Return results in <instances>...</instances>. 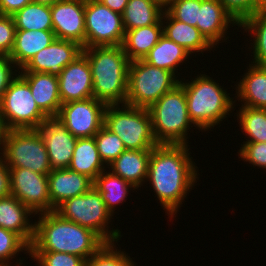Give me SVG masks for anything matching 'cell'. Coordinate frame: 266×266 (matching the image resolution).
<instances>
[{
  "label": "cell",
  "mask_w": 266,
  "mask_h": 266,
  "mask_svg": "<svg viewBox=\"0 0 266 266\" xmlns=\"http://www.w3.org/2000/svg\"><path fill=\"white\" fill-rule=\"evenodd\" d=\"M231 24L232 27L237 25L239 29V24L219 0H201L196 27L214 48L217 44L229 39L226 34L230 32L227 30Z\"/></svg>",
  "instance_id": "ac0fdd59"
},
{
  "label": "cell",
  "mask_w": 266,
  "mask_h": 266,
  "mask_svg": "<svg viewBox=\"0 0 266 266\" xmlns=\"http://www.w3.org/2000/svg\"><path fill=\"white\" fill-rule=\"evenodd\" d=\"M0 116L7 130L38 129L47 115L35 102L29 84L19 74L0 101Z\"/></svg>",
  "instance_id": "30bf717a"
},
{
  "label": "cell",
  "mask_w": 266,
  "mask_h": 266,
  "mask_svg": "<svg viewBox=\"0 0 266 266\" xmlns=\"http://www.w3.org/2000/svg\"><path fill=\"white\" fill-rule=\"evenodd\" d=\"M238 156L243 161L251 163L254 167L266 169V142H243Z\"/></svg>",
  "instance_id": "ab89813d"
},
{
  "label": "cell",
  "mask_w": 266,
  "mask_h": 266,
  "mask_svg": "<svg viewBox=\"0 0 266 266\" xmlns=\"http://www.w3.org/2000/svg\"><path fill=\"white\" fill-rule=\"evenodd\" d=\"M163 11L151 0H129L122 13L124 30L154 25L161 19Z\"/></svg>",
  "instance_id": "f546056e"
},
{
  "label": "cell",
  "mask_w": 266,
  "mask_h": 266,
  "mask_svg": "<svg viewBox=\"0 0 266 266\" xmlns=\"http://www.w3.org/2000/svg\"><path fill=\"white\" fill-rule=\"evenodd\" d=\"M151 153L152 149H126L107 168L135 188H141L147 180Z\"/></svg>",
  "instance_id": "7402d4cb"
},
{
  "label": "cell",
  "mask_w": 266,
  "mask_h": 266,
  "mask_svg": "<svg viewBox=\"0 0 266 266\" xmlns=\"http://www.w3.org/2000/svg\"><path fill=\"white\" fill-rule=\"evenodd\" d=\"M58 82L62 104L94 97L91 68L83 52L62 70Z\"/></svg>",
  "instance_id": "e0dca14e"
},
{
  "label": "cell",
  "mask_w": 266,
  "mask_h": 266,
  "mask_svg": "<svg viewBox=\"0 0 266 266\" xmlns=\"http://www.w3.org/2000/svg\"><path fill=\"white\" fill-rule=\"evenodd\" d=\"M7 128L4 124V121L2 120V117L0 116V156L2 155L3 152V144H4V140H5V135L7 132Z\"/></svg>",
  "instance_id": "bcb514c9"
},
{
  "label": "cell",
  "mask_w": 266,
  "mask_h": 266,
  "mask_svg": "<svg viewBox=\"0 0 266 266\" xmlns=\"http://www.w3.org/2000/svg\"><path fill=\"white\" fill-rule=\"evenodd\" d=\"M55 212L64 219L94 231L106 243H117L122 237L119 229L109 230L112 214L93 186L82 195L64 200L55 208Z\"/></svg>",
  "instance_id": "52a82bcc"
},
{
  "label": "cell",
  "mask_w": 266,
  "mask_h": 266,
  "mask_svg": "<svg viewBox=\"0 0 266 266\" xmlns=\"http://www.w3.org/2000/svg\"><path fill=\"white\" fill-rule=\"evenodd\" d=\"M51 205L56 208L64 200L86 193L93 181L69 168L55 169L48 174Z\"/></svg>",
  "instance_id": "ffe728a7"
},
{
  "label": "cell",
  "mask_w": 266,
  "mask_h": 266,
  "mask_svg": "<svg viewBox=\"0 0 266 266\" xmlns=\"http://www.w3.org/2000/svg\"><path fill=\"white\" fill-rule=\"evenodd\" d=\"M249 69L234 86L241 106L266 109V67L249 63ZM244 103V104H243Z\"/></svg>",
  "instance_id": "cb8c5ba5"
},
{
  "label": "cell",
  "mask_w": 266,
  "mask_h": 266,
  "mask_svg": "<svg viewBox=\"0 0 266 266\" xmlns=\"http://www.w3.org/2000/svg\"><path fill=\"white\" fill-rule=\"evenodd\" d=\"M163 35L161 19L154 25L125 31L122 48L130 61L144 59Z\"/></svg>",
  "instance_id": "484cf974"
},
{
  "label": "cell",
  "mask_w": 266,
  "mask_h": 266,
  "mask_svg": "<svg viewBox=\"0 0 266 266\" xmlns=\"http://www.w3.org/2000/svg\"><path fill=\"white\" fill-rule=\"evenodd\" d=\"M187 99L190 120L200 131H208L227 118L235 107L236 99L230 97L223 86L206 74L195 76L191 81L180 80ZM234 100V101H233Z\"/></svg>",
  "instance_id": "277c9868"
},
{
  "label": "cell",
  "mask_w": 266,
  "mask_h": 266,
  "mask_svg": "<svg viewBox=\"0 0 266 266\" xmlns=\"http://www.w3.org/2000/svg\"><path fill=\"white\" fill-rule=\"evenodd\" d=\"M82 50V46L74 41L55 38L19 71L48 73L58 77L62 70L82 53Z\"/></svg>",
  "instance_id": "2e32d148"
},
{
  "label": "cell",
  "mask_w": 266,
  "mask_h": 266,
  "mask_svg": "<svg viewBox=\"0 0 266 266\" xmlns=\"http://www.w3.org/2000/svg\"><path fill=\"white\" fill-rule=\"evenodd\" d=\"M106 106L94 97L71 101L61 105L57 117L76 138L94 137L104 125Z\"/></svg>",
  "instance_id": "4fadbf2b"
},
{
  "label": "cell",
  "mask_w": 266,
  "mask_h": 266,
  "mask_svg": "<svg viewBox=\"0 0 266 266\" xmlns=\"http://www.w3.org/2000/svg\"><path fill=\"white\" fill-rule=\"evenodd\" d=\"M38 215L29 252H65L87 261L106 244L94 231L62 218L55 211Z\"/></svg>",
  "instance_id": "7a4b0ae2"
},
{
  "label": "cell",
  "mask_w": 266,
  "mask_h": 266,
  "mask_svg": "<svg viewBox=\"0 0 266 266\" xmlns=\"http://www.w3.org/2000/svg\"><path fill=\"white\" fill-rule=\"evenodd\" d=\"M32 0H0V15L13 16Z\"/></svg>",
  "instance_id": "7bdbcfd3"
},
{
  "label": "cell",
  "mask_w": 266,
  "mask_h": 266,
  "mask_svg": "<svg viewBox=\"0 0 266 266\" xmlns=\"http://www.w3.org/2000/svg\"><path fill=\"white\" fill-rule=\"evenodd\" d=\"M237 119L248 139L246 142H266V109L239 107Z\"/></svg>",
  "instance_id": "d6a6232c"
},
{
  "label": "cell",
  "mask_w": 266,
  "mask_h": 266,
  "mask_svg": "<svg viewBox=\"0 0 266 266\" xmlns=\"http://www.w3.org/2000/svg\"><path fill=\"white\" fill-rule=\"evenodd\" d=\"M16 27L12 16L0 15V53L6 56L14 45Z\"/></svg>",
  "instance_id": "60d3db41"
},
{
  "label": "cell",
  "mask_w": 266,
  "mask_h": 266,
  "mask_svg": "<svg viewBox=\"0 0 266 266\" xmlns=\"http://www.w3.org/2000/svg\"><path fill=\"white\" fill-rule=\"evenodd\" d=\"M10 172L9 167L0 156V198L10 195Z\"/></svg>",
  "instance_id": "ee69618b"
},
{
  "label": "cell",
  "mask_w": 266,
  "mask_h": 266,
  "mask_svg": "<svg viewBox=\"0 0 266 266\" xmlns=\"http://www.w3.org/2000/svg\"><path fill=\"white\" fill-rule=\"evenodd\" d=\"M56 1L57 0H32V2L36 4H42V5H47V6H51Z\"/></svg>",
  "instance_id": "7dc6e473"
},
{
  "label": "cell",
  "mask_w": 266,
  "mask_h": 266,
  "mask_svg": "<svg viewBox=\"0 0 266 266\" xmlns=\"http://www.w3.org/2000/svg\"><path fill=\"white\" fill-rule=\"evenodd\" d=\"M102 161L94 137L77 138L69 169L83 174L92 181L107 167Z\"/></svg>",
  "instance_id": "4316f807"
},
{
  "label": "cell",
  "mask_w": 266,
  "mask_h": 266,
  "mask_svg": "<svg viewBox=\"0 0 266 266\" xmlns=\"http://www.w3.org/2000/svg\"><path fill=\"white\" fill-rule=\"evenodd\" d=\"M189 56L187 50L162 35L143 60L158 68L166 69L179 78L177 68L180 67V64L188 61Z\"/></svg>",
  "instance_id": "83f0119b"
},
{
  "label": "cell",
  "mask_w": 266,
  "mask_h": 266,
  "mask_svg": "<svg viewBox=\"0 0 266 266\" xmlns=\"http://www.w3.org/2000/svg\"><path fill=\"white\" fill-rule=\"evenodd\" d=\"M161 22L163 35L183 47L190 55L214 48L197 27L174 19L166 10L163 11Z\"/></svg>",
  "instance_id": "603a6c76"
},
{
  "label": "cell",
  "mask_w": 266,
  "mask_h": 266,
  "mask_svg": "<svg viewBox=\"0 0 266 266\" xmlns=\"http://www.w3.org/2000/svg\"><path fill=\"white\" fill-rule=\"evenodd\" d=\"M38 266H85L86 260L65 252H29Z\"/></svg>",
  "instance_id": "74e56055"
},
{
  "label": "cell",
  "mask_w": 266,
  "mask_h": 266,
  "mask_svg": "<svg viewBox=\"0 0 266 266\" xmlns=\"http://www.w3.org/2000/svg\"><path fill=\"white\" fill-rule=\"evenodd\" d=\"M19 69L9 56L0 53V101L9 85L19 75Z\"/></svg>",
  "instance_id": "b9f144b4"
},
{
  "label": "cell",
  "mask_w": 266,
  "mask_h": 266,
  "mask_svg": "<svg viewBox=\"0 0 266 266\" xmlns=\"http://www.w3.org/2000/svg\"><path fill=\"white\" fill-rule=\"evenodd\" d=\"M185 144H158L152 149L148 176L166 215L173 218L199 179L198 168ZM196 182V183H195Z\"/></svg>",
  "instance_id": "6da1fadb"
},
{
  "label": "cell",
  "mask_w": 266,
  "mask_h": 266,
  "mask_svg": "<svg viewBox=\"0 0 266 266\" xmlns=\"http://www.w3.org/2000/svg\"><path fill=\"white\" fill-rule=\"evenodd\" d=\"M124 36L122 14L98 0H85V48L122 46Z\"/></svg>",
  "instance_id": "8fae6325"
},
{
  "label": "cell",
  "mask_w": 266,
  "mask_h": 266,
  "mask_svg": "<svg viewBox=\"0 0 266 266\" xmlns=\"http://www.w3.org/2000/svg\"><path fill=\"white\" fill-rule=\"evenodd\" d=\"M29 253L30 247L14 232L0 227V266H11L10 260L20 252ZM19 261V262H18ZM24 261L17 259V265L21 266Z\"/></svg>",
  "instance_id": "e575fe53"
},
{
  "label": "cell",
  "mask_w": 266,
  "mask_h": 266,
  "mask_svg": "<svg viewBox=\"0 0 266 266\" xmlns=\"http://www.w3.org/2000/svg\"><path fill=\"white\" fill-rule=\"evenodd\" d=\"M34 213L11 194L0 198V227L16 233L29 247L31 246L35 222L30 223Z\"/></svg>",
  "instance_id": "d6986e66"
},
{
  "label": "cell",
  "mask_w": 266,
  "mask_h": 266,
  "mask_svg": "<svg viewBox=\"0 0 266 266\" xmlns=\"http://www.w3.org/2000/svg\"><path fill=\"white\" fill-rule=\"evenodd\" d=\"M55 37L85 48V0H57L51 5Z\"/></svg>",
  "instance_id": "5bb4252c"
},
{
  "label": "cell",
  "mask_w": 266,
  "mask_h": 266,
  "mask_svg": "<svg viewBox=\"0 0 266 266\" xmlns=\"http://www.w3.org/2000/svg\"><path fill=\"white\" fill-rule=\"evenodd\" d=\"M179 81L172 72L153 66L143 59L131 61L126 104L149 109L163 94L178 85Z\"/></svg>",
  "instance_id": "ba28073f"
},
{
  "label": "cell",
  "mask_w": 266,
  "mask_h": 266,
  "mask_svg": "<svg viewBox=\"0 0 266 266\" xmlns=\"http://www.w3.org/2000/svg\"><path fill=\"white\" fill-rule=\"evenodd\" d=\"M55 38L53 30H16L9 57L21 69L40 50L48 47Z\"/></svg>",
  "instance_id": "d4e9b609"
},
{
  "label": "cell",
  "mask_w": 266,
  "mask_h": 266,
  "mask_svg": "<svg viewBox=\"0 0 266 266\" xmlns=\"http://www.w3.org/2000/svg\"><path fill=\"white\" fill-rule=\"evenodd\" d=\"M201 0H170L165 9L174 19L196 27Z\"/></svg>",
  "instance_id": "8d00e7d4"
},
{
  "label": "cell",
  "mask_w": 266,
  "mask_h": 266,
  "mask_svg": "<svg viewBox=\"0 0 266 266\" xmlns=\"http://www.w3.org/2000/svg\"><path fill=\"white\" fill-rule=\"evenodd\" d=\"M29 84L38 107L47 116H57L62 105L58 77L48 73L19 72Z\"/></svg>",
  "instance_id": "44dd1931"
},
{
  "label": "cell",
  "mask_w": 266,
  "mask_h": 266,
  "mask_svg": "<svg viewBox=\"0 0 266 266\" xmlns=\"http://www.w3.org/2000/svg\"><path fill=\"white\" fill-rule=\"evenodd\" d=\"M104 126L118 135L126 149H153L158 145L148 109L127 104L107 105L104 111Z\"/></svg>",
  "instance_id": "8992f818"
},
{
  "label": "cell",
  "mask_w": 266,
  "mask_h": 266,
  "mask_svg": "<svg viewBox=\"0 0 266 266\" xmlns=\"http://www.w3.org/2000/svg\"><path fill=\"white\" fill-rule=\"evenodd\" d=\"M225 10L240 25L246 18L266 9L262 0H219Z\"/></svg>",
  "instance_id": "f35d334b"
},
{
  "label": "cell",
  "mask_w": 266,
  "mask_h": 266,
  "mask_svg": "<svg viewBox=\"0 0 266 266\" xmlns=\"http://www.w3.org/2000/svg\"><path fill=\"white\" fill-rule=\"evenodd\" d=\"M124 252L117 250L115 243H106L86 261L85 266H135L132 258Z\"/></svg>",
  "instance_id": "d590c367"
},
{
  "label": "cell",
  "mask_w": 266,
  "mask_h": 266,
  "mask_svg": "<svg viewBox=\"0 0 266 266\" xmlns=\"http://www.w3.org/2000/svg\"><path fill=\"white\" fill-rule=\"evenodd\" d=\"M94 138L98 153L107 167L126 150L118 135L108 130L104 125L95 134Z\"/></svg>",
  "instance_id": "836d02e7"
},
{
  "label": "cell",
  "mask_w": 266,
  "mask_h": 266,
  "mask_svg": "<svg viewBox=\"0 0 266 266\" xmlns=\"http://www.w3.org/2000/svg\"><path fill=\"white\" fill-rule=\"evenodd\" d=\"M10 192L34 215L55 211L49 195L48 175L24 168H9Z\"/></svg>",
  "instance_id": "7c38bea8"
},
{
  "label": "cell",
  "mask_w": 266,
  "mask_h": 266,
  "mask_svg": "<svg viewBox=\"0 0 266 266\" xmlns=\"http://www.w3.org/2000/svg\"><path fill=\"white\" fill-rule=\"evenodd\" d=\"M148 110L158 144L188 145V130L196 126L190 120L184 87L180 83L163 94Z\"/></svg>",
  "instance_id": "5b68a950"
},
{
  "label": "cell",
  "mask_w": 266,
  "mask_h": 266,
  "mask_svg": "<svg viewBox=\"0 0 266 266\" xmlns=\"http://www.w3.org/2000/svg\"><path fill=\"white\" fill-rule=\"evenodd\" d=\"M16 30H52L51 6L31 2L13 16Z\"/></svg>",
  "instance_id": "1f68e13d"
},
{
  "label": "cell",
  "mask_w": 266,
  "mask_h": 266,
  "mask_svg": "<svg viewBox=\"0 0 266 266\" xmlns=\"http://www.w3.org/2000/svg\"><path fill=\"white\" fill-rule=\"evenodd\" d=\"M93 187L101 194L106 208L112 216H114L116 206L127 200L129 191L137 189L131 183L109 170L102 171L95 178Z\"/></svg>",
  "instance_id": "f1b7e54d"
},
{
  "label": "cell",
  "mask_w": 266,
  "mask_h": 266,
  "mask_svg": "<svg viewBox=\"0 0 266 266\" xmlns=\"http://www.w3.org/2000/svg\"><path fill=\"white\" fill-rule=\"evenodd\" d=\"M1 157L9 168H24L45 175L52 171L44 140L37 129L8 130Z\"/></svg>",
  "instance_id": "9c48e42d"
},
{
  "label": "cell",
  "mask_w": 266,
  "mask_h": 266,
  "mask_svg": "<svg viewBox=\"0 0 266 266\" xmlns=\"http://www.w3.org/2000/svg\"><path fill=\"white\" fill-rule=\"evenodd\" d=\"M92 75L94 98L106 105L126 104L130 60L122 46L83 48Z\"/></svg>",
  "instance_id": "3957f363"
},
{
  "label": "cell",
  "mask_w": 266,
  "mask_h": 266,
  "mask_svg": "<svg viewBox=\"0 0 266 266\" xmlns=\"http://www.w3.org/2000/svg\"><path fill=\"white\" fill-rule=\"evenodd\" d=\"M103 5L107 6L112 11L123 13L129 0H98Z\"/></svg>",
  "instance_id": "f6af8a7d"
},
{
  "label": "cell",
  "mask_w": 266,
  "mask_h": 266,
  "mask_svg": "<svg viewBox=\"0 0 266 266\" xmlns=\"http://www.w3.org/2000/svg\"><path fill=\"white\" fill-rule=\"evenodd\" d=\"M239 27L250 33L253 38L251 43L254 56L251 63L260 67H266V9L261 10L246 18Z\"/></svg>",
  "instance_id": "4dcf8cb0"
},
{
  "label": "cell",
  "mask_w": 266,
  "mask_h": 266,
  "mask_svg": "<svg viewBox=\"0 0 266 266\" xmlns=\"http://www.w3.org/2000/svg\"><path fill=\"white\" fill-rule=\"evenodd\" d=\"M161 6L164 10L167 8L170 0H151Z\"/></svg>",
  "instance_id": "c3c4849f"
},
{
  "label": "cell",
  "mask_w": 266,
  "mask_h": 266,
  "mask_svg": "<svg viewBox=\"0 0 266 266\" xmlns=\"http://www.w3.org/2000/svg\"><path fill=\"white\" fill-rule=\"evenodd\" d=\"M37 130L44 140L51 169L68 168L77 138L68 131L66 125L57 116H47Z\"/></svg>",
  "instance_id": "9a60e30c"
}]
</instances>
